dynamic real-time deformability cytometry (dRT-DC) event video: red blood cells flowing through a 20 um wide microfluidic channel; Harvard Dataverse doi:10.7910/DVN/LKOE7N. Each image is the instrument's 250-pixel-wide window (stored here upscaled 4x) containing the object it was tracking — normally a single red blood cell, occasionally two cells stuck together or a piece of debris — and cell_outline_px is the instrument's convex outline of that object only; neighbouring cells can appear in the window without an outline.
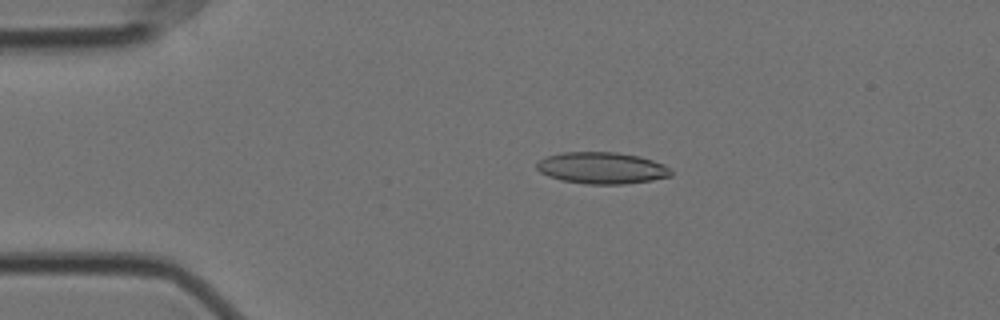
{"species": "Egyptian fruit bat (a non-hibernating species)", "species_latin": "Rousettus aegyptiacus", "temperature_condition": "cold", "stored_images_in_passage": 57, "camera_frame_rate_fps": 3000, "um_per_image_px": 0.085, "animal": {"sex": "female"}, "frame": {"image": 1, "passage_image": 12, "time_ms": 3.667, "image_size_px": [1000, 320], "cell_outline_px": [[672, 176], [652, 180], [624, 184], [584, 184], [560, 180], [548, 176], [540, 172], [536, 168], [536, 164], [540, 160], [548, 156], [564, 152], [616, 152], [640, 156], [664, 164], [672, 172]], "centroid_in_image_um": [51.16, 14.28], "position_along_channel_um": 33.8, "area_um2": 24.8}}
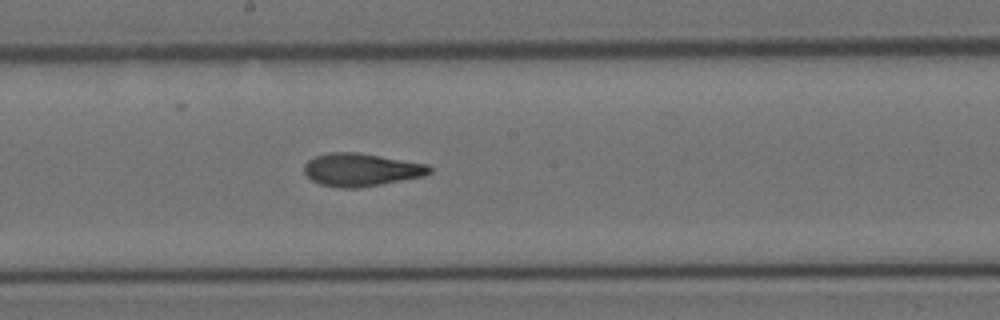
{"frame": {"image": 2, "passage_image": 31, "time_ms": 10.0, "image_size_px": [1000, 320], "cell_outline_px": [[432, 172], [424, 176], [380, 184], [356, 188], [340, 188], [320, 184], [312, 180], [304, 172], [304, 164], [308, 160], [316, 156], [328, 152], [356, 152], [428, 164], [432, 168]], "centroid_in_image_um": [30.69, 14.42], "position_along_channel_um": 217.5, "area_um2": 23.93}}
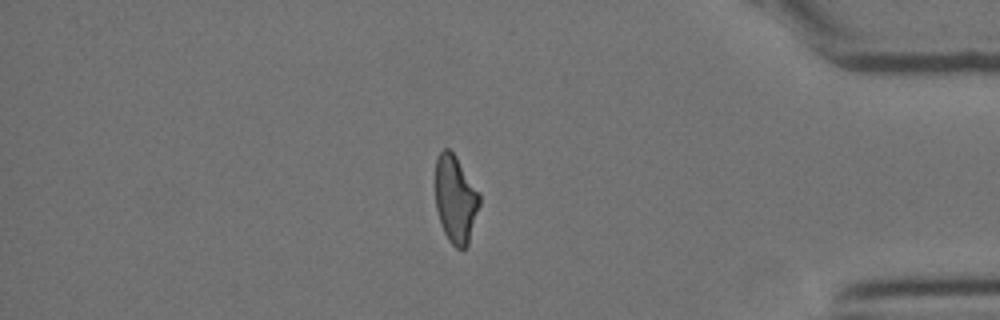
{"frame": {"image": 3, "passage_image": 49, "time_ms": 16.0, "image_size_px": [1000, 320], "cell_outline_px": [[480, 204], [468, 244], [460, 252], [448, 240], [440, 224], [436, 208], [436, 156], [444, 148], [448, 148], [456, 156], [480, 192]], "centroid_in_image_um": [38.72, 16.94], "position_along_channel_um": 396.5, "area_um2": 22.72}, "authors_computed_cell_mechanics": {"area_um2": 23.8136, "velocity_mm_per_s": 3.5361, "shape_relaxation_time_tau1_ms": 7.788, "shape_relaxation_time_tau2_ms": 2.2475, "deformation_change_tau1": 0.2007, "deformation_change_tau2": 0.1044}}